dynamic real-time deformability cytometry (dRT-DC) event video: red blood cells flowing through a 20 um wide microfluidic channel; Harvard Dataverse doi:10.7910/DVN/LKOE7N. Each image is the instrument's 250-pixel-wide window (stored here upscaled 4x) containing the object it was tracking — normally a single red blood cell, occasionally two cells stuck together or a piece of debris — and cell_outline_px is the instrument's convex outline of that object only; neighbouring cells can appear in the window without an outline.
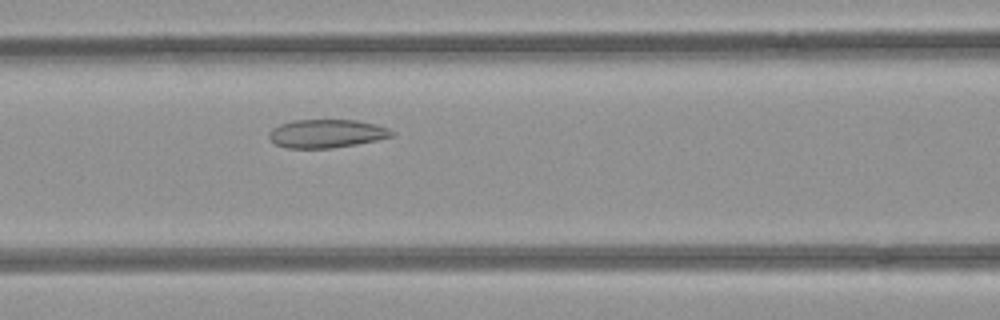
{"species": "common noctule bat (a hibernating species)", "species_latin": "Nyctalus noctula", "temperature_condition": "room temperature", "stored_images_in_passage": 44, "camera_frame_rate_fps": 3000, "um_per_image_px": 0.085, "animal": {"sex": "female", "body_mass_g": 21.9}, "frame": {"image": 1, "passage_image": 14, "time_ms": 4.333, "image_size_px": [1000, 320], "cell_outline_px": [[396, 132], [392, 136], [376, 140], [356, 144], [332, 148], [284, 148], [276, 144], [268, 136], [268, 132], [272, 128], [280, 124], [292, 120], [356, 120], [376, 124], [388, 128]], "centroid_in_image_um": [27.74, 11.35], "position_along_channel_um": 138.9, "area_um2": 20.35}}
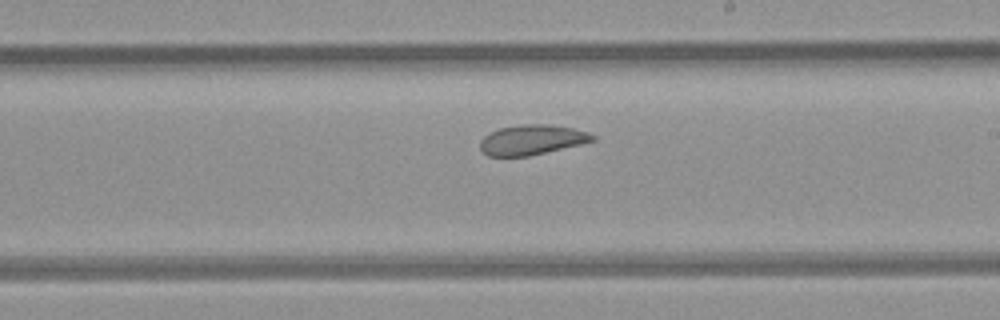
{"frame": {"image": 2, "passage_image": 22, "time_ms": 7.0, "image_size_px": [1000, 320], "cell_outline_px": [[596, 140], [580, 144], [528, 156], [488, 156], [480, 148], [480, 140], [484, 136], [500, 128], [524, 124], [548, 124], [572, 128], [588, 132], [596, 136]], "centroid_in_image_um": [45.22, 11.88], "position_along_channel_um": 243.8, "area_um2": 19.42}}
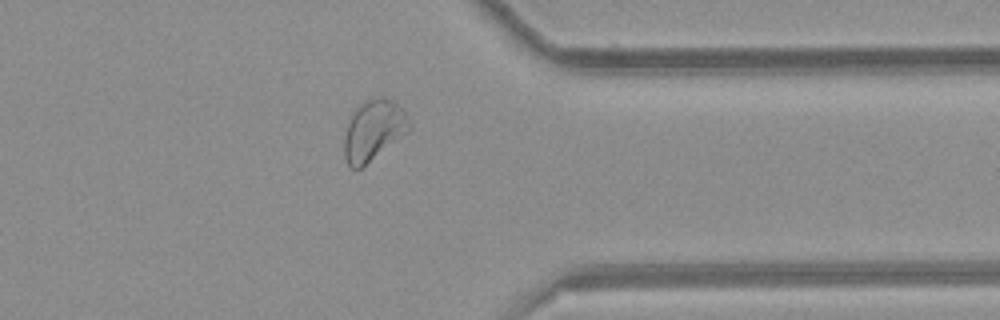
{"frame": {"image": 3, "passage_image": 33, "time_ms": 10.667, "image_size_px": [1000, 320], "cell_outline_px": [[412, 128], [408, 132], [360, 168], [348, 168], [344, 156], [344, 136], [348, 116], [360, 104], [376, 96], [384, 96], [392, 100], [408, 116]], "centroid_in_image_um": [31.72, 11.06], "position_along_channel_um": 379.7, "area_um2": 23.06}, "authors_computed_cell_mechanics": {"area_um2": 22.5998, "velocity_mm_per_s": 3.9489, "shape_relaxation_time_tau1_ms": null, "shape_relaxation_time_tau2_ms": 2.4144, "deformation_change_tau1": null, "deformation_change_tau2": 0.0882}}